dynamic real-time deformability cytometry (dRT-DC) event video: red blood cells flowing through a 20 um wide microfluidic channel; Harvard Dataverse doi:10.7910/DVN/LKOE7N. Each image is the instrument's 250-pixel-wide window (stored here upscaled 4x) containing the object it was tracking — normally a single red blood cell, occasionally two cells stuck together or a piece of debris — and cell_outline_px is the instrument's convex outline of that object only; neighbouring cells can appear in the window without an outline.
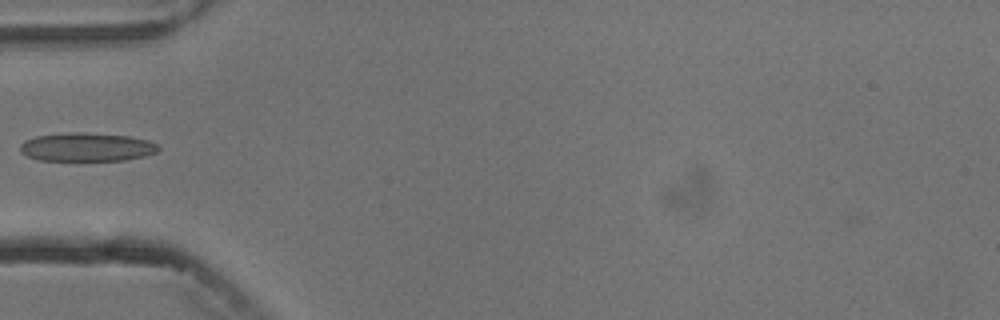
{"species": "common noctule bat (a hibernating species)", "species_latin": "Nyctalus noctula", "temperature_condition": "cold", "stored_images_in_passage": 2, "camera_frame_rate_fps": 3000, "um_per_image_px": 0.085, "animal": {"sex": "male", "body_mass_g": 13.3}, "frame": {"image": 1, "passage_image": 2, "time_ms": 1.333, "image_size_px": [1000, 320], "cell_outline_px": [[160, 148], [156, 152], [144, 156], [124, 160], [40, 160], [28, 156], [20, 152], [20, 144], [24, 140], [36, 136], [68, 132], [84, 132], [128, 136], [148, 140], [156, 144]], "centroid_in_image_um": [7.35, 12.49], "position_along_channel_um": 77.7, "area_um2": 22.95}}